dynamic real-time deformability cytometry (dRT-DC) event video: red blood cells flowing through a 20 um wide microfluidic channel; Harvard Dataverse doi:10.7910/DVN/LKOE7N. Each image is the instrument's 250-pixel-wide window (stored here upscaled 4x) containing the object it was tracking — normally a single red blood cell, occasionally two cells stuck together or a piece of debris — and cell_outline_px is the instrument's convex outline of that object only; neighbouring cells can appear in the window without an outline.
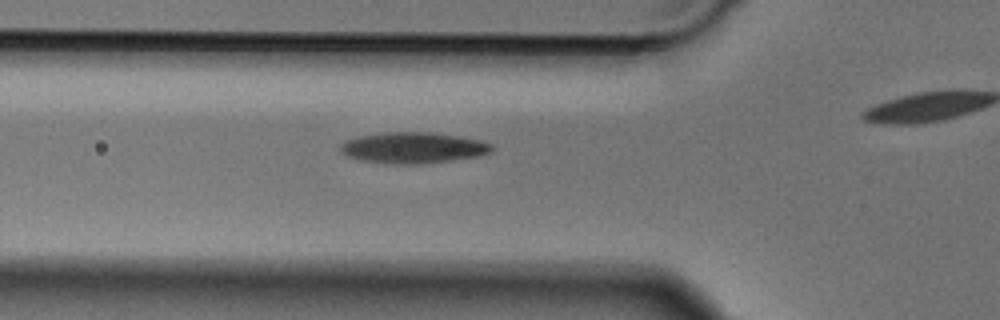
{"species": "Egyptian fruit bat (a non-hibernating species)", "species_latin": "Rousettus aegyptiacus", "temperature_condition": "cold", "stored_images_in_passage": 25, "camera_frame_rate_fps": 3000, "um_per_image_px": 0.085, "animal": {"sex": "male"}, "frame": {"image": 1, "passage_image": 2, "time_ms": 0.333, "image_size_px": [1000, 320], "cell_outline_px": [[496, 148], [492, 152], [480, 156], [452, 160], [420, 164], [392, 164], [360, 160], [348, 156], [340, 152], [340, 144], [348, 140], [360, 136], [388, 132], [424, 132], [456, 136], [480, 140], [492, 144]], "centroid_in_image_um": [35.15, 12.57], "position_along_channel_um": 90.7, "area_um2": 27.28}}
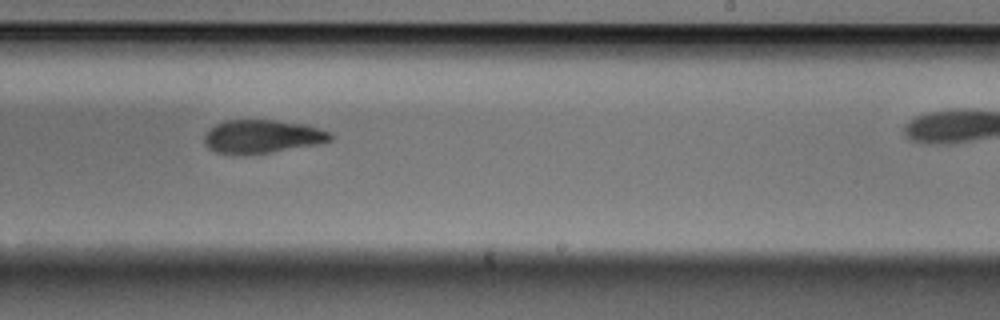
{"frame": {"image": 2, "passage_image": 15, "time_ms": 4.667, "image_size_px": [1000, 320], "cell_outline_px": [[332, 140], [320, 144], [244, 156], [216, 152], [208, 148], [204, 144], [204, 132], [208, 128], [224, 120], [272, 120], [308, 124], [332, 132]], "centroid_in_image_um": [22.27, 11.61], "position_along_channel_um": 266.7, "area_um2": 25.09}}
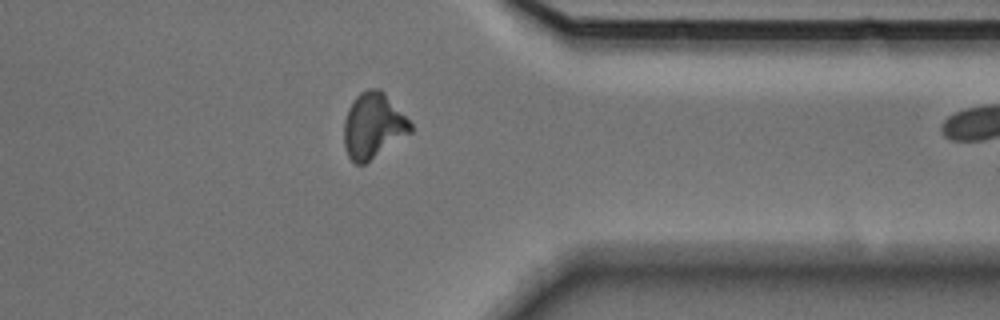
{"frame": {"image": 3, "passage_image": 24, "time_ms": 7.667, "image_size_px": [1000, 320], "cell_outline_px": [[412, 132], [364, 164], [356, 164], [348, 156], [344, 144], [344, 120], [348, 108], [352, 100], [360, 92], [368, 88], [380, 88], [384, 92], [412, 124]], "centroid_in_image_um": [31.7, 10.67], "position_along_channel_um": 379.7, "area_um2": 25.26}}